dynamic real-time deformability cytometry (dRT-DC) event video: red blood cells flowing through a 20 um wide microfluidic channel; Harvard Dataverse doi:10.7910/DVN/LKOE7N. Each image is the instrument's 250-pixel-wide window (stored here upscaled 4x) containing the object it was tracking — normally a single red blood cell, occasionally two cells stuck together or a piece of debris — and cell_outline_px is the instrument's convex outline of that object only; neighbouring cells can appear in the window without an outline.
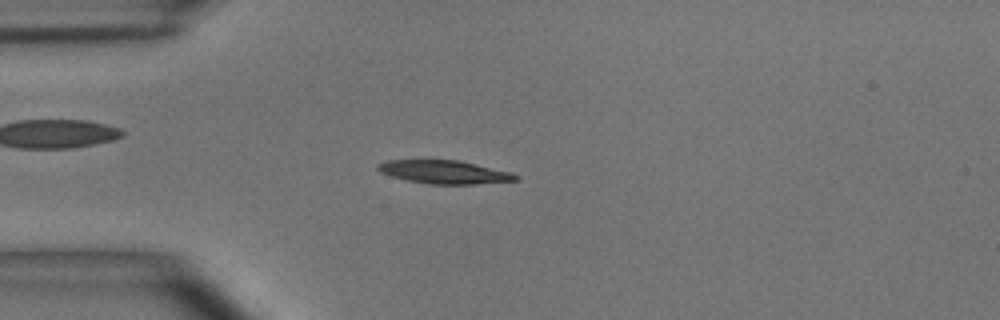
{"species": "common noctule bat (a hibernating species)", "species_latin": "Nyctalus noctula", "temperature_condition": "room temperature", "stored_images_in_passage": 53, "camera_frame_rate_fps": 3000, "um_per_image_px": 0.085, "animal": {"sex": "male", "body_mass_g": 15.6}, "frame": {"image": 1, "passage_image": 13, "time_ms": 4.0, "image_size_px": [1000, 320], "cell_outline_px": [[520, 180], [472, 184], [428, 184], [408, 180], [392, 176], [380, 172], [376, 168], [376, 164], [388, 160], [460, 160], [512, 172], [520, 176]], "centroid_in_image_um": [37.8, 14.62], "position_along_channel_um": 47.2, "area_um2": 18.79}}
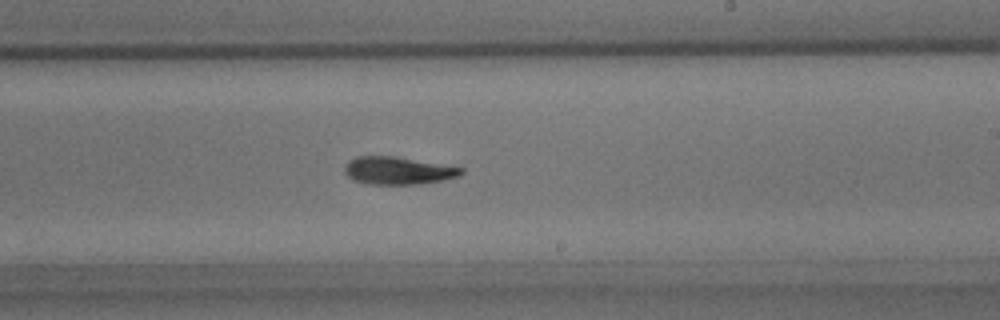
{"frame": {"image": 2, "passage_image": 31, "time_ms": 10.0, "image_size_px": [1000, 320], "cell_outline_px": [[464, 172], [460, 176], [444, 180], [420, 184], [364, 184], [352, 180], [344, 172], [344, 164], [348, 160], [356, 156], [396, 156], [464, 168]], "centroid_in_image_um": [33.8, 14.5], "position_along_channel_um": 255.2, "area_um2": 19.07}}
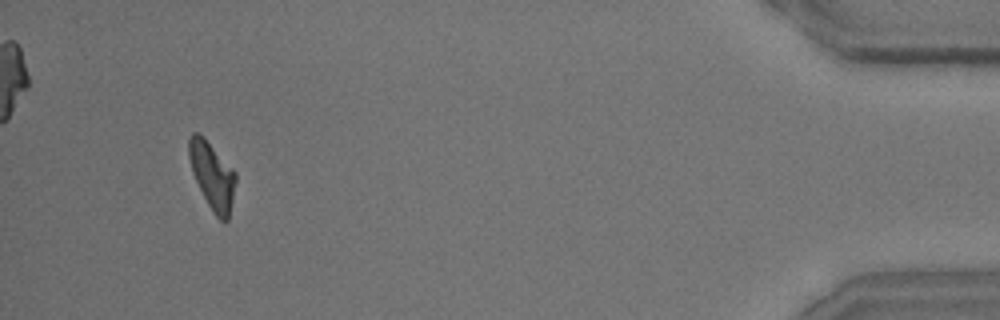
{"frame": {"image": 3, "passage_image": 50, "time_ms": 16.333, "image_size_px": [1000, 320], "cell_outline_px": [[236, 180], [228, 220], [220, 220], [212, 212], [192, 172], [188, 156], [188, 140], [192, 132], [200, 132], [204, 136], [236, 172]], "centroid_in_image_um": [18.02, 14.87], "position_along_channel_um": 417.2, "area_um2": 18.21}, "authors_computed_cell_mechanics": {"area_um2": 18.785, "velocity_mm_per_s": 3.6744, "shape_relaxation_time_tau1_ms": 4.8962, "shape_relaxation_time_tau2_ms": 8.261, "deformation_change_tau1": 0.1686, "deformation_change_tau2": 0.1548}}